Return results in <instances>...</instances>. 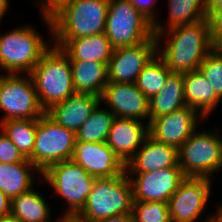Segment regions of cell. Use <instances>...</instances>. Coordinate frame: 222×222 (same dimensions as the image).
Instances as JSON below:
<instances>
[{
  "label": "cell",
  "instance_id": "4316f807",
  "mask_svg": "<svg viewBox=\"0 0 222 222\" xmlns=\"http://www.w3.org/2000/svg\"><path fill=\"white\" fill-rule=\"evenodd\" d=\"M99 103L89 118L75 132L76 141L100 143L106 142L108 132L116 118L110 109L100 107Z\"/></svg>",
  "mask_w": 222,
  "mask_h": 222
},
{
  "label": "cell",
  "instance_id": "60d3db41",
  "mask_svg": "<svg viewBox=\"0 0 222 222\" xmlns=\"http://www.w3.org/2000/svg\"><path fill=\"white\" fill-rule=\"evenodd\" d=\"M0 222H23V221L12 214H8L4 217H1Z\"/></svg>",
  "mask_w": 222,
  "mask_h": 222
},
{
  "label": "cell",
  "instance_id": "4dcf8cb0",
  "mask_svg": "<svg viewBox=\"0 0 222 222\" xmlns=\"http://www.w3.org/2000/svg\"><path fill=\"white\" fill-rule=\"evenodd\" d=\"M133 222H172L168 203L133 202Z\"/></svg>",
  "mask_w": 222,
  "mask_h": 222
},
{
  "label": "cell",
  "instance_id": "9a60e30c",
  "mask_svg": "<svg viewBox=\"0 0 222 222\" xmlns=\"http://www.w3.org/2000/svg\"><path fill=\"white\" fill-rule=\"evenodd\" d=\"M104 102L118 118L148 120L149 99L138 89L135 83L108 82L101 96Z\"/></svg>",
  "mask_w": 222,
  "mask_h": 222
},
{
  "label": "cell",
  "instance_id": "ab89813d",
  "mask_svg": "<svg viewBox=\"0 0 222 222\" xmlns=\"http://www.w3.org/2000/svg\"><path fill=\"white\" fill-rule=\"evenodd\" d=\"M210 222H222V207L219 205L216 214L211 215Z\"/></svg>",
  "mask_w": 222,
  "mask_h": 222
},
{
  "label": "cell",
  "instance_id": "d590c367",
  "mask_svg": "<svg viewBox=\"0 0 222 222\" xmlns=\"http://www.w3.org/2000/svg\"><path fill=\"white\" fill-rule=\"evenodd\" d=\"M11 214V200L0 189V218Z\"/></svg>",
  "mask_w": 222,
  "mask_h": 222
},
{
  "label": "cell",
  "instance_id": "277c9868",
  "mask_svg": "<svg viewBox=\"0 0 222 222\" xmlns=\"http://www.w3.org/2000/svg\"><path fill=\"white\" fill-rule=\"evenodd\" d=\"M133 193L127 173L96 178L83 208L76 214L87 222L132 213Z\"/></svg>",
  "mask_w": 222,
  "mask_h": 222
},
{
  "label": "cell",
  "instance_id": "f35d334b",
  "mask_svg": "<svg viewBox=\"0 0 222 222\" xmlns=\"http://www.w3.org/2000/svg\"><path fill=\"white\" fill-rule=\"evenodd\" d=\"M9 0H0V22H2V18L7 14L6 12L9 11Z\"/></svg>",
  "mask_w": 222,
  "mask_h": 222
},
{
  "label": "cell",
  "instance_id": "d6986e66",
  "mask_svg": "<svg viewBox=\"0 0 222 222\" xmlns=\"http://www.w3.org/2000/svg\"><path fill=\"white\" fill-rule=\"evenodd\" d=\"M99 103H101L99 96L75 93L65 101L55 104L45 113L57 124L76 132Z\"/></svg>",
  "mask_w": 222,
  "mask_h": 222
},
{
  "label": "cell",
  "instance_id": "44dd1931",
  "mask_svg": "<svg viewBox=\"0 0 222 222\" xmlns=\"http://www.w3.org/2000/svg\"><path fill=\"white\" fill-rule=\"evenodd\" d=\"M183 83L187 106L208 118L221 102L209 81L199 70H195L183 73Z\"/></svg>",
  "mask_w": 222,
  "mask_h": 222
},
{
  "label": "cell",
  "instance_id": "83f0119b",
  "mask_svg": "<svg viewBox=\"0 0 222 222\" xmlns=\"http://www.w3.org/2000/svg\"><path fill=\"white\" fill-rule=\"evenodd\" d=\"M0 129L26 158L32 154L37 130V119L7 120L0 124Z\"/></svg>",
  "mask_w": 222,
  "mask_h": 222
},
{
  "label": "cell",
  "instance_id": "6da1fadb",
  "mask_svg": "<svg viewBox=\"0 0 222 222\" xmlns=\"http://www.w3.org/2000/svg\"><path fill=\"white\" fill-rule=\"evenodd\" d=\"M163 34L169 39L164 47L160 46ZM155 37L158 42L157 54L176 73L198 70L207 54L215 47L208 18L169 29L166 33L159 32Z\"/></svg>",
  "mask_w": 222,
  "mask_h": 222
},
{
  "label": "cell",
  "instance_id": "cb8c5ba5",
  "mask_svg": "<svg viewBox=\"0 0 222 222\" xmlns=\"http://www.w3.org/2000/svg\"><path fill=\"white\" fill-rule=\"evenodd\" d=\"M187 106L184 96L183 73L171 72L165 86L149 99V122Z\"/></svg>",
  "mask_w": 222,
  "mask_h": 222
},
{
  "label": "cell",
  "instance_id": "9c48e42d",
  "mask_svg": "<svg viewBox=\"0 0 222 222\" xmlns=\"http://www.w3.org/2000/svg\"><path fill=\"white\" fill-rule=\"evenodd\" d=\"M56 195L67 202L64 214L76 215L84 206L96 177L72 159L49 166L41 175Z\"/></svg>",
  "mask_w": 222,
  "mask_h": 222
},
{
  "label": "cell",
  "instance_id": "d6a6232c",
  "mask_svg": "<svg viewBox=\"0 0 222 222\" xmlns=\"http://www.w3.org/2000/svg\"><path fill=\"white\" fill-rule=\"evenodd\" d=\"M212 41L216 48H222V7H207Z\"/></svg>",
  "mask_w": 222,
  "mask_h": 222
},
{
  "label": "cell",
  "instance_id": "ac0fdd59",
  "mask_svg": "<svg viewBox=\"0 0 222 222\" xmlns=\"http://www.w3.org/2000/svg\"><path fill=\"white\" fill-rule=\"evenodd\" d=\"M180 167L178 149L147 136L141 148L125 164L126 173H146Z\"/></svg>",
  "mask_w": 222,
  "mask_h": 222
},
{
  "label": "cell",
  "instance_id": "7402d4cb",
  "mask_svg": "<svg viewBox=\"0 0 222 222\" xmlns=\"http://www.w3.org/2000/svg\"><path fill=\"white\" fill-rule=\"evenodd\" d=\"M168 5L169 17L167 24L164 25L157 19L152 23L155 36L159 32H165L178 26L193 24L208 18L207 0H168Z\"/></svg>",
  "mask_w": 222,
  "mask_h": 222
},
{
  "label": "cell",
  "instance_id": "ffe728a7",
  "mask_svg": "<svg viewBox=\"0 0 222 222\" xmlns=\"http://www.w3.org/2000/svg\"><path fill=\"white\" fill-rule=\"evenodd\" d=\"M53 45L60 47L70 61H97L108 63L114 48L105 33L75 39H51Z\"/></svg>",
  "mask_w": 222,
  "mask_h": 222
},
{
  "label": "cell",
  "instance_id": "e0dca14e",
  "mask_svg": "<svg viewBox=\"0 0 222 222\" xmlns=\"http://www.w3.org/2000/svg\"><path fill=\"white\" fill-rule=\"evenodd\" d=\"M144 122L118 117L113 121L105 143L124 164L141 148L149 135L148 124Z\"/></svg>",
  "mask_w": 222,
  "mask_h": 222
},
{
  "label": "cell",
  "instance_id": "e575fe53",
  "mask_svg": "<svg viewBox=\"0 0 222 222\" xmlns=\"http://www.w3.org/2000/svg\"><path fill=\"white\" fill-rule=\"evenodd\" d=\"M65 1L66 0H41V2H38L41 6L39 9L42 11V14L50 15Z\"/></svg>",
  "mask_w": 222,
  "mask_h": 222
},
{
  "label": "cell",
  "instance_id": "30bf717a",
  "mask_svg": "<svg viewBox=\"0 0 222 222\" xmlns=\"http://www.w3.org/2000/svg\"><path fill=\"white\" fill-rule=\"evenodd\" d=\"M0 124L12 119H38L45 111L30 74H0Z\"/></svg>",
  "mask_w": 222,
  "mask_h": 222
},
{
  "label": "cell",
  "instance_id": "d4e9b609",
  "mask_svg": "<svg viewBox=\"0 0 222 222\" xmlns=\"http://www.w3.org/2000/svg\"><path fill=\"white\" fill-rule=\"evenodd\" d=\"M31 169L42 175L28 159L24 162L0 163V189L10 200L33 188L35 173Z\"/></svg>",
  "mask_w": 222,
  "mask_h": 222
},
{
  "label": "cell",
  "instance_id": "b9f144b4",
  "mask_svg": "<svg viewBox=\"0 0 222 222\" xmlns=\"http://www.w3.org/2000/svg\"><path fill=\"white\" fill-rule=\"evenodd\" d=\"M207 7H222V0H207Z\"/></svg>",
  "mask_w": 222,
  "mask_h": 222
},
{
  "label": "cell",
  "instance_id": "52a82bcc",
  "mask_svg": "<svg viewBox=\"0 0 222 222\" xmlns=\"http://www.w3.org/2000/svg\"><path fill=\"white\" fill-rule=\"evenodd\" d=\"M104 33L114 49L143 43L154 35L152 22L129 0H109Z\"/></svg>",
  "mask_w": 222,
  "mask_h": 222
},
{
  "label": "cell",
  "instance_id": "3957f363",
  "mask_svg": "<svg viewBox=\"0 0 222 222\" xmlns=\"http://www.w3.org/2000/svg\"><path fill=\"white\" fill-rule=\"evenodd\" d=\"M30 75L40 106L45 112L76 93L69 57L53 44L33 67Z\"/></svg>",
  "mask_w": 222,
  "mask_h": 222
},
{
  "label": "cell",
  "instance_id": "8992f818",
  "mask_svg": "<svg viewBox=\"0 0 222 222\" xmlns=\"http://www.w3.org/2000/svg\"><path fill=\"white\" fill-rule=\"evenodd\" d=\"M196 130L179 148L178 163L186 177H211L222 169V137L217 130Z\"/></svg>",
  "mask_w": 222,
  "mask_h": 222
},
{
  "label": "cell",
  "instance_id": "8fae6325",
  "mask_svg": "<svg viewBox=\"0 0 222 222\" xmlns=\"http://www.w3.org/2000/svg\"><path fill=\"white\" fill-rule=\"evenodd\" d=\"M211 177H186L168 202L172 222H196L210 198ZM207 216L202 222H210Z\"/></svg>",
  "mask_w": 222,
  "mask_h": 222
},
{
  "label": "cell",
  "instance_id": "603a6c76",
  "mask_svg": "<svg viewBox=\"0 0 222 222\" xmlns=\"http://www.w3.org/2000/svg\"><path fill=\"white\" fill-rule=\"evenodd\" d=\"M76 93L101 96L108 83V63L97 61H70Z\"/></svg>",
  "mask_w": 222,
  "mask_h": 222
},
{
  "label": "cell",
  "instance_id": "8d00e7d4",
  "mask_svg": "<svg viewBox=\"0 0 222 222\" xmlns=\"http://www.w3.org/2000/svg\"><path fill=\"white\" fill-rule=\"evenodd\" d=\"M95 222H133V216L131 213H129V214H123L119 216H112V217L101 219Z\"/></svg>",
  "mask_w": 222,
  "mask_h": 222
},
{
  "label": "cell",
  "instance_id": "2e32d148",
  "mask_svg": "<svg viewBox=\"0 0 222 222\" xmlns=\"http://www.w3.org/2000/svg\"><path fill=\"white\" fill-rule=\"evenodd\" d=\"M72 160L96 177H114L125 171V164L105 142L76 141Z\"/></svg>",
  "mask_w": 222,
  "mask_h": 222
},
{
  "label": "cell",
  "instance_id": "7a4b0ae2",
  "mask_svg": "<svg viewBox=\"0 0 222 222\" xmlns=\"http://www.w3.org/2000/svg\"><path fill=\"white\" fill-rule=\"evenodd\" d=\"M109 0H66L42 15L52 39H75L105 32Z\"/></svg>",
  "mask_w": 222,
  "mask_h": 222
},
{
  "label": "cell",
  "instance_id": "836d02e7",
  "mask_svg": "<svg viewBox=\"0 0 222 222\" xmlns=\"http://www.w3.org/2000/svg\"><path fill=\"white\" fill-rule=\"evenodd\" d=\"M152 23L157 19L155 3L157 0H129Z\"/></svg>",
  "mask_w": 222,
  "mask_h": 222
},
{
  "label": "cell",
  "instance_id": "ba28073f",
  "mask_svg": "<svg viewBox=\"0 0 222 222\" xmlns=\"http://www.w3.org/2000/svg\"><path fill=\"white\" fill-rule=\"evenodd\" d=\"M75 143V132L57 124L44 113L37 119L33 152L27 159L43 173L53 164L71 160Z\"/></svg>",
  "mask_w": 222,
  "mask_h": 222
},
{
  "label": "cell",
  "instance_id": "4fadbf2b",
  "mask_svg": "<svg viewBox=\"0 0 222 222\" xmlns=\"http://www.w3.org/2000/svg\"><path fill=\"white\" fill-rule=\"evenodd\" d=\"M155 35L143 43L116 48L109 59L108 82L135 83L142 69L157 55Z\"/></svg>",
  "mask_w": 222,
  "mask_h": 222
},
{
  "label": "cell",
  "instance_id": "f546056e",
  "mask_svg": "<svg viewBox=\"0 0 222 222\" xmlns=\"http://www.w3.org/2000/svg\"><path fill=\"white\" fill-rule=\"evenodd\" d=\"M198 70L209 81L216 96L222 100V48L214 47L202 61Z\"/></svg>",
  "mask_w": 222,
  "mask_h": 222
},
{
  "label": "cell",
  "instance_id": "5b68a950",
  "mask_svg": "<svg viewBox=\"0 0 222 222\" xmlns=\"http://www.w3.org/2000/svg\"><path fill=\"white\" fill-rule=\"evenodd\" d=\"M51 45L30 25L13 28L0 34V68L7 74H30Z\"/></svg>",
  "mask_w": 222,
  "mask_h": 222
},
{
  "label": "cell",
  "instance_id": "484cf974",
  "mask_svg": "<svg viewBox=\"0 0 222 222\" xmlns=\"http://www.w3.org/2000/svg\"><path fill=\"white\" fill-rule=\"evenodd\" d=\"M34 189L31 188L11 200V214L23 222H51L50 204Z\"/></svg>",
  "mask_w": 222,
  "mask_h": 222
},
{
  "label": "cell",
  "instance_id": "5bb4252c",
  "mask_svg": "<svg viewBox=\"0 0 222 222\" xmlns=\"http://www.w3.org/2000/svg\"><path fill=\"white\" fill-rule=\"evenodd\" d=\"M204 119L197 110L184 106L152 119L148 124L149 136L178 149L197 130L199 121Z\"/></svg>",
  "mask_w": 222,
  "mask_h": 222
},
{
  "label": "cell",
  "instance_id": "74e56055",
  "mask_svg": "<svg viewBox=\"0 0 222 222\" xmlns=\"http://www.w3.org/2000/svg\"><path fill=\"white\" fill-rule=\"evenodd\" d=\"M54 222H87V221L77 215L62 214V216H60V218H58V220Z\"/></svg>",
  "mask_w": 222,
  "mask_h": 222
},
{
  "label": "cell",
  "instance_id": "7c38bea8",
  "mask_svg": "<svg viewBox=\"0 0 222 222\" xmlns=\"http://www.w3.org/2000/svg\"><path fill=\"white\" fill-rule=\"evenodd\" d=\"M127 175L132 187L133 202L168 203L186 178L180 167H168L146 173H127Z\"/></svg>",
  "mask_w": 222,
  "mask_h": 222
},
{
  "label": "cell",
  "instance_id": "f1b7e54d",
  "mask_svg": "<svg viewBox=\"0 0 222 222\" xmlns=\"http://www.w3.org/2000/svg\"><path fill=\"white\" fill-rule=\"evenodd\" d=\"M172 71L157 54L140 72L135 82L138 89L150 99L165 86L166 79Z\"/></svg>",
  "mask_w": 222,
  "mask_h": 222
},
{
  "label": "cell",
  "instance_id": "1f68e13d",
  "mask_svg": "<svg viewBox=\"0 0 222 222\" xmlns=\"http://www.w3.org/2000/svg\"><path fill=\"white\" fill-rule=\"evenodd\" d=\"M27 158L0 129V163L24 162Z\"/></svg>",
  "mask_w": 222,
  "mask_h": 222
}]
</instances>
